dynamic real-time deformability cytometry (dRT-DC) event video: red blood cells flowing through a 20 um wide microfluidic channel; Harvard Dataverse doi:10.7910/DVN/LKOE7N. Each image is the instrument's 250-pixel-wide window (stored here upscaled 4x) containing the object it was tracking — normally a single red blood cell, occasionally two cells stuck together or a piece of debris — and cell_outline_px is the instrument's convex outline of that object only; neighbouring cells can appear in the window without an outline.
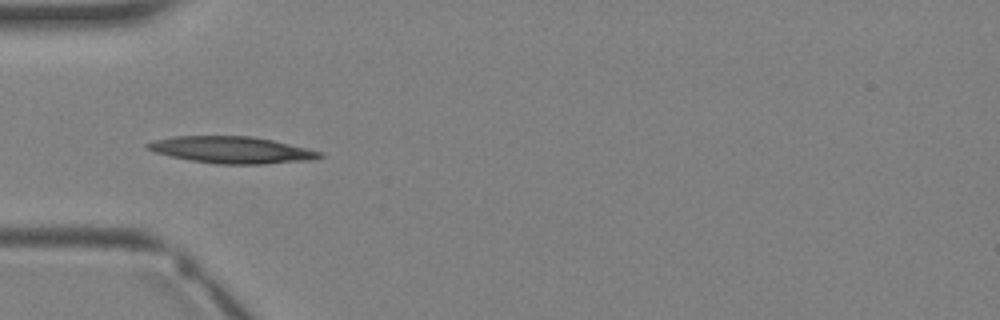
{"species": "Egyptian fruit bat (a non-hibernating species)", "species_latin": "Rousettus aegyptiacus", "temperature_condition": "warm", "stored_images_in_passage": 1, "camera_frame_rate_fps": 3000, "um_per_image_px": 0.085, "animal": {"sex": "female"}, "frame": {"image": 1, "passage_image": 1, "time_ms": 0.0, "image_size_px": [1000, 320], "cell_outline_px": [[324, 156], [312, 160], [264, 164], [216, 164], [192, 160], [172, 156], [156, 152], [144, 148], [144, 144], [152, 140], [172, 136], [252, 136], [272, 140], [308, 148], [320, 152]], "centroid_in_image_um": [19.67, 12.73], "position_along_channel_um": 65.3, "area_um2": 26.88}}